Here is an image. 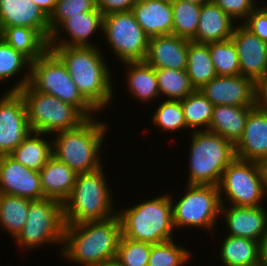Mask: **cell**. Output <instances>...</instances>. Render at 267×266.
I'll use <instances>...</instances> for the list:
<instances>
[{"instance_id": "obj_1", "label": "cell", "mask_w": 267, "mask_h": 266, "mask_svg": "<svg viewBox=\"0 0 267 266\" xmlns=\"http://www.w3.org/2000/svg\"><path fill=\"white\" fill-rule=\"evenodd\" d=\"M122 227L118 215L103 221L65 225L62 256L84 266L114 264Z\"/></svg>"}, {"instance_id": "obj_2", "label": "cell", "mask_w": 267, "mask_h": 266, "mask_svg": "<svg viewBox=\"0 0 267 266\" xmlns=\"http://www.w3.org/2000/svg\"><path fill=\"white\" fill-rule=\"evenodd\" d=\"M65 64L82 96L98 111L114 98L111 71L97 46H49Z\"/></svg>"}, {"instance_id": "obj_3", "label": "cell", "mask_w": 267, "mask_h": 266, "mask_svg": "<svg viewBox=\"0 0 267 266\" xmlns=\"http://www.w3.org/2000/svg\"><path fill=\"white\" fill-rule=\"evenodd\" d=\"M94 118H87L75 128L57 132L55 140H52L53 156L77 174L90 173L102 167L99 155L109 127Z\"/></svg>"}, {"instance_id": "obj_4", "label": "cell", "mask_w": 267, "mask_h": 266, "mask_svg": "<svg viewBox=\"0 0 267 266\" xmlns=\"http://www.w3.org/2000/svg\"><path fill=\"white\" fill-rule=\"evenodd\" d=\"M102 169L77 174L71 194L63 203L65 225L103 221L117 215L110 184Z\"/></svg>"}, {"instance_id": "obj_5", "label": "cell", "mask_w": 267, "mask_h": 266, "mask_svg": "<svg viewBox=\"0 0 267 266\" xmlns=\"http://www.w3.org/2000/svg\"><path fill=\"white\" fill-rule=\"evenodd\" d=\"M122 236L149 244L172 240V201L169 193L117 211Z\"/></svg>"}, {"instance_id": "obj_6", "label": "cell", "mask_w": 267, "mask_h": 266, "mask_svg": "<svg viewBox=\"0 0 267 266\" xmlns=\"http://www.w3.org/2000/svg\"><path fill=\"white\" fill-rule=\"evenodd\" d=\"M191 135L188 185L218 186L223 171L236 158L235 145L208 130Z\"/></svg>"}, {"instance_id": "obj_7", "label": "cell", "mask_w": 267, "mask_h": 266, "mask_svg": "<svg viewBox=\"0 0 267 266\" xmlns=\"http://www.w3.org/2000/svg\"><path fill=\"white\" fill-rule=\"evenodd\" d=\"M29 85L75 106L86 118L98 111L82 96L61 59L50 49L31 62Z\"/></svg>"}, {"instance_id": "obj_8", "label": "cell", "mask_w": 267, "mask_h": 266, "mask_svg": "<svg viewBox=\"0 0 267 266\" xmlns=\"http://www.w3.org/2000/svg\"><path fill=\"white\" fill-rule=\"evenodd\" d=\"M24 99L32 132L54 134L75 128L87 118L75 107L53 95L41 93L29 84L18 91Z\"/></svg>"}, {"instance_id": "obj_9", "label": "cell", "mask_w": 267, "mask_h": 266, "mask_svg": "<svg viewBox=\"0 0 267 266\" xmlns=\"http://www.w3.org/2000/svg\"><path fill=\"white\" fill-rule=\"evenodd\" d=\"M27 219L22 231L14 239L31 250L38 246L64 242V210L63 203L53 198L31 200Z\"/></svg>"}, {"instance_id": "obj_10", "label": "cell", "mask_w": 267, "mask_h": 266, "mask_svg": "<svg viewBox=\"0 0 267 266\" xmlns=\"http://www.w3.org/2000/svg\"><path fill=\"white\" fill-rule=\"evenodd\" d=\"M184 190V196L176 203L170 194L174 228L177 230L187 226L201 227L208 232L215 230L216 220L221 217L222 205L218 186L187 184Z\"/></svg>"}, {"instance_id": "obj_11", "label": "cell", "mask_w": 267, "mask_h": 266, "mask_svg": "<svg viewBox=\"0 0 267 266\" xmlns=\"http://www.w3.org/2000/svg\"><path fill=\"white\" fill-rule=\"evenodd\" d=\"M218 188L224 205V195L230 205L251 207L261 206L265 194L267 196L259 163L238 158L223 171Z\"/></svg>"}, {"instance_id": "obj_12", "label": "cell", "mask_w": 267, "mask_h": 266, "mask_svg": "<svg viewBox=\"0 0 267 266\" xmlns=\"http://www.w3.org/2000/svg\"><path fill=\"white\" fill-rule=\"evenodd\" d=\"M106 43L122 63L144 61L149 37L136 21L132 10L104 15L103 32Z\"/></svg>"}, {"instance_id": "obj_13", "label": "cell", "mask_w": 267, "mask_h": 266, "mask_svg": "<svg viewBox=\"0 0 267 266\" xmlns=\"http://www.w3.org/2000/svg\"><path fill=\"white\" fill-rule=\"evenodd\" d=\"M30 132L23 97L7 91L0 99V156L10 155Z\"/></svg>"}, {"instance_id": "obj_14", "label": "cell", "mask_w": 267, "mask_h": 266, "mask_svg": "<svg viewBox=\"0 0 267 266\" xmlns=\"http://www.w3.org/2000/svg\"><path fill=\"white\" fill-rule=\"evenodd\" d=\"M214 105L255 106L257 84L243 75L216 76L200 89Z\"/></svg>"}, {"instance_id": "obj_15", "label": "cell", "mask_w": 267, "mask_h": 266, "mask_svg": "<svg viewBox=\"0 0 267 266\" xmlns=\"http://www.w3.org/2000/svg\"><path fill=\"white\" fill-rule=\"evenodd\" d=\"M231 39L237 48L240 75L249 77L258 84L267 76V42L242 23L234 27Z\"/></svg>"}, {"instance_id": "obj_16", "label": "cell", "mask_w": 267, "mask_h": 266, "mask_svg": "<svg viewBox=\"0 0 267 266\" xmlns=\"http://www.w3.org/2000/svg\"><path fill=\"white\" fill-rule=\"evenodd\" d=\"M0 193L30 200L45 198L39 171L27 168L10 155L0 156Z\"/></svg>"}, {"instance_id": "obj_17", "label": "cell", "mask_w": 267, "mask_h": 266, "mask_svg": "<svg viewBox=\"0 0 267 266\" xmlns=\"http://www.w3.org/2000/svg\"><path fill=\"white\" fill-rule=\"evenodd\" d=\"M221 216L224 214L227 235L243 237L261 242L267 235V211L261 205L229 206L221 205Z\"/></svg>"}, {"instance_id": "obj_18", "label": "cell", "mask_w": 267, "mask_h": 266, "mask_svg": "<svg viewBox=\"0 0 267 266\" xmlns=\"http://www.w3.org/2000/svg\"><path fill=\"white\" fill-rule=\"evenodd\" d=\"M236 158L260 162L267 156V110L256 104L247 116L244 132L235 144Z\"/></svg>"}, {"instance_id": "obj_19", "label": "cell", "mask_w": 267, "mask_h": 266, "mask_svg": "<svg viewBox=\"0 0 267 266\" xmlns=\"http://www.w3.org/2000/svg\"><path fill=\"white\" fill-rule=\"evenodd\" d=\"M15 26L33 28L47 41L50 38L49 17L32 0H0V32Z\"/></svg>"}, {"instance_id": "obj_20", "label": "cell", "mask_w": 267, "mask_h": 266, "mask_svg": "<svg viewBox=\"0 0 267 266\" xmlns=\"http://www.w3.org/2000/svg\"><path fill=\"white\" fill-rule=\"evenodd\" d=\"M104 15L100 11L82 12L80 15L71 16L64 20L50 35L49 46H96L90 43V39L97 30L103 32ZM63 28V29H62ZM66 32L68 40L59 33ZM65 30V31H64ZM62 39L61 40L60 36ZM70 38V40H69ZM89 39V41H88Z\"/></svg>"}, {"instance_id": "obj_21", "label": "cell", "mask_w": 267, "mask_h": 266, "mask_svg": "<svg viewBox=\"0 0 267 266\" xmlns=\"http://www.w3.org/2000/svg\"><path fill=\"white\" fill-rule=\"evenodd\" d=\"M190 41L174 34L150 37L144 61L154 68L186 70Z\"/></svg>"}, {"instance_id": "obj_22", "label": "cell", "mask_w": 267, "mask_h": 266, "mask_svg": "<svg viewBox=\"0 0 267 266\" xmlns=\"http://www.w3.org/2000/svg\"><path fill=\"white\" fill-rule=\"evenodd\" d=\"M132 11L136 21L149 38L172 34V1L138 0Z\"/></svg>"}, {"instance_id": "obj_23", "label": "cell", "mask_w": 267, "mask_h": 266, "mask_svg": "<svg viewBox=\"0 0 267 266\" xmlns=\"http://www.w3.org/2000/svg\"><path fill=\"white\" fill-rule=\"evenodd\" d=\"M235 22L211 0L201 5L198 27L194 38L197 43L221 42L231 39Z\"/></svg>"}, {"instance_id": "obj_24", "label": "cell", "mask_w": 267, "mask_h": 266, "mask_svg": "<svg viewBox=\"0 0 267 266\" xmlns=\"http://www.w3.org/2000/svg\"><path fill=\"white\" fill-rule=\"evenodd\" d=\"M39 174L44 197L64 203L75 185L77 173L52 156Z\"/></svg>"}, {"instance_id": "obj_25", "label": "cell", "mask_w": 267, "mask_h": 266, "mask_svg": "<svg viewBox=\"0 0 267 266\" xmlns=\"http://www.w3.org/2000/svg\"><path fill=\"white\" fill-rule=\"evenodd\" d=\"M254 106H214L208 131L221 135L234 145L241 138L249 111Z\"/></svg>"}, {"instance_id": "obj_26", "label": "cell", "mask_w": 267, "mask_h": 266, "mask_svg": "<svg viewBox=\"0 0 267 266\" xmlns=\"http://www.w3.org/2000/svg\"><path fill=\"white\" fill-rule=\"evenodd\" d=\"M127 66L126 83L136 100L149 102L160 96L155 68L145 61L124 62Z\"/></svg>"}, {"instance_id": "obj_27", "label": "cell", "mask_w": 267, "mask_h": 266, "mask_svg": "<svg viewBox=\"0 0 267 266\" xmlns=\"http://www.w3.org/2000/svg\"><path fill=\"white\" fill-rule=\"evenodd\" d=\"M0 37L31 62L42 56L48 49V41L35 29L29 27H6Z\"/></svg>"}, {"instance_id": "obj_28", "label": "cell", "mask_w": 267, "mask_h": 266, "mask_svg": "<svg viewBox=\"0 0 267 266\" xmlns=\"http://www.w3.org/2000/svg\"><path fill=\"white\" fill-rule=\"evenodd\" d=\"M46 140L43 133L31 131L10 156L27 168L40 171L53 156L52 142Z\"/></svg>"}, {"instance_id": "obj_29", "label": "cell", "mask_w": 267, "mask_h": 266, "mask_svg": "<svg viewBox=\"0 0 267 266\" xmlns=\"http://www.w3.org/2000/svg\"><path fill=\"white\" fill-rule=\"evenodd\" d=\"M259 241L227 235L220 245V258L224 266H258Z\"/></svg>"}, {"instance_id": "obj_30", "label": "cell", "mask_w": 267, "mask_h": 266, "mask_svg": "<svg viewBox=\"0 0 267 266\" xmlns=\"http://www.w3.org/2000/svg\"><path fill=\"white\" fill-rule=\"evenodd\" d=\"M186 72L195 89H200L217 76L210 57L209 43L189 42Z\"/></svg>"}, {"instance_id": "obj_31", "label": "cell", "mask_w": 267, "mask_h": 266, "mask_svg": "<svg viewBox=\"0 0 267 266\" xmlns=\"http://www.w3.org/2000/svg\"><path fill=\"white\" fill-rule=\"evenodd\" d=\"M30 67L31 61L0 37V82L7 81L8 78H13L17 74L21 75V72L24 73L23 69L28 70L20 81L18 80L13 87H9L11 89L8 92H18L29 84Z\"/></svg>"}, {"instance_id": "obj_32", "label": "cell", "mask_w": 267, "mask_h": 266, "mask_svg": "<svg viewBox=\"0 0 267 266\" xmlns=\"http://www.w3.org/2000/svg\"><path fill=\"white\" fill-rule=\"evenodd\" d=\"M31 200L0 193V226L15 239L22 231Z\"/></svg>"}, {"instance_id": "obj_33", "label": "cell", "mask_w": 267, "mask_h": 266, "mask_svg": "<svg viewBox=\"0 0 267 266\" xmlns=\"http://www.w3.org/2000/svg\"><path fill=\"white\" fill-rule=\"evenodd\" d=\"M181 105L189 130L190 128L194 131L208 130L214 105L199 89H195L190 95L181 100Z\"/></svg>"}, {"instance_id": "obj_34", "label": "cell", "mask_w": 267, "mask_h": 266, "mask_svg": "<svg viewBox=\"0 0 267 266\" xmlns=\"http://www.w3.org/2000/svg\"><path fill=\"white\" fill-rule=\"evenodd\" d=\"M155 73L159 95H165L167 100L181 101L195 90L186 70L155 68Z\"/></svg>"}, {"instance_id": "obj_35", "label": "cell", "mask_w": 267, "mask_h": 266, "mask_svg": "<svg viewBox=\"0 0 267 266\" xmlns=\"http://www.w3.org/2000/svg\"><path fill=\"white\" fill-rule=\"evenodd\" d=\"M201 11V4L183 0L172 1V34L192 40L196 34Z\"/></svg>"}, {"instance_id": "obj_36", "label": "cell", "mask_w": 267, "mask_h": 266, "mask_svg": "<svg viewBox=\"0 0 267 266\" xmlns=\"http://www.w3.org/2000/svg\"><path fill=\"white\" fill-rule=\"evenodd\" d=\"M209 51L217 76L240 74L237 48L232 39L209 43Z\"/></svg>"}, {"instance_id": "obj_37", "label": "cell", "mask_w": 267, "mask_h": 266, "mask_svg": "<svg viewBox=\"0 0 267 266\" xmlns=\"http://www.w3.org/2000/svg\"><path fill=\"white\" fill-rule=\"evenodd\" d=\"M191 254L173 239L151 244L148 266H184L191 259Z\"/></svg>"}, {"instance_id": "obj_38", "label": "cell", "mask_w": 267, "mask_h": 266, "mask_svg": "<svg viewBox=\"0 0 267 266\" xmlns=\"http://www.w3.org/2000/svg\"><path fill=\"white\" fill-rule=\"evenodd\" d=\"M152 116L154 126L157 125L163 132L187 129L181 101L165 100Z\"/></svg>"}, {"instance_id": "obj_39", "label": "cell", "mask_w": 267, "mask_h": 266, "mask_svg": "<svg viewBox=\"0 0 267 266\" xmlns=\"http://www.w3.org/2000/svg\"><path fill=\"white\" fill-rule=\"evenodd\" d=\"M151 244L123 237L114 264L116 266H148Z\"/></svg>"}, {"instance_id": "obj_40", "label": "cell", "mask_w": 267, "mask_h": 266, "mask_svg": "<svg viewBox=\"0 0 267 266\" xmlns=\"http://www.w3.org/2000/svg\"><path fill=\"white\" fill-rule=\"evenodd\" d=\"M87 11H99L96 0H58L49 16L50 35L64 20Z\"/></svg>"}, {"instance_id": "obj_41", "label": "cell", "mask_w": 267, "mask_h": 266, "mask_svg": "<svg viewBox=\"0 0 267 266\" xmlns=\"http://www.w3.org/2000/svg\"><path fill=\"white\" fill-rule=\"evenodd\" d=\"M233 20H246L248 15L257 7L255 0H211ZM256 5V6H255Z\"/></svg>"}, {"instance_id": "obj_42", "label": "cell", "mask_w": 267, "mask_h": 266, "mask_svg": "<svg viewBox=\"0 0 267 266\" xmlns=\"http://www.w3.org/2000/svg\"><path fill=\"white\" fill-rule=\"evenodd\" d=\"M249 31L267 42V12L256 7L242 23Z\"/></svg>"}, {"instance_id": "obj_43", "label": "cell", "mask_w": 267, "mask_h": 266, "mask_svg": "<svg viewBox=\"0 0 267 266\" xmlns=\"http://www.w3.org/2000/svg\"><path fill=\"white\" fill-rule=\"evenodd\" d=\"M138 0H96L97 9L103 14L129 11Z\"/></svg>"}, {"instance_id": "obj_44", "label": "cell", "mask_w": 267, "mask_h": 266, "mask_svg": "<svg viewBox=\"0 0 267 266\" xmlns=\"http://www.w3.org/2000/svg\"><path fill=\"white\" fill-rule=\"evenodd\" d=\"M257 104L267 110V76L257 84Z\"/></svg>"}, {"instance_id": "obj_45", "label": "cell", "mask_w": 267, "mask_h": 266, "mask_svg": "<svg viewBox=\"0 0 267 266\" xmlns=\"http://www.w3.org/2000/svg\"><path fill=\"white\" fill-rule=\"evenodd\" d=\"M58 0H32L49 17Z\"/></svg>"}, {"instance_id": "obj_46", "label": "cell", "mask_w": 267, "mask_h": 266, "mask_svg": "<svg viewBox=\"0 0 267 266\" xmlns=\"http://www.w3.org/2000/svg\"><path fill=\"white\" fill-rule=\"evenodd\" d=\"M258 266H267V235L259 245V264Z\"/></svg>"}, {"instance_id": "obj_47", "label": "cell", "mask_w": 267, "mask_h": 266, "mask_svg": "<svg viewBox=\"0 0 267 266\" xmlns=\"http://www.w3.org/2000/svg\"><path fill=\"white\" fill-rule=\"evenodd\" d=\"M261 169L262 179L267 190V156L259 162Z\"/></svg>"}, {"instance_id": "obj_48", "label": "cell", "mask_w": 267, "mask_h": 266, "mask_svg": "<svg viewBox=\"0 0 267 266\" xmlns=\"http://www.w3.org/2000/svg\"><path fill=\"white\" fill-rule=\"evenodd\" d=\"M183 1L190 2V3H195V4H201L202 5L203 3H206L209 0H183Z\"/></svg>"}, {"instance_id": "obj_49", "label": "cell", "mask_w": 267, "mask_h": 266, "mask_svg": "<svg viewBox=\"0 0 267 266\" xmlns=\"http://www.w3.org/2000/svg\"><path fill=\"white\" fill-rule=\"evenodd\" d=\"M262 8L267 12V5H264Z\"/></svg>"}]
</instances>
